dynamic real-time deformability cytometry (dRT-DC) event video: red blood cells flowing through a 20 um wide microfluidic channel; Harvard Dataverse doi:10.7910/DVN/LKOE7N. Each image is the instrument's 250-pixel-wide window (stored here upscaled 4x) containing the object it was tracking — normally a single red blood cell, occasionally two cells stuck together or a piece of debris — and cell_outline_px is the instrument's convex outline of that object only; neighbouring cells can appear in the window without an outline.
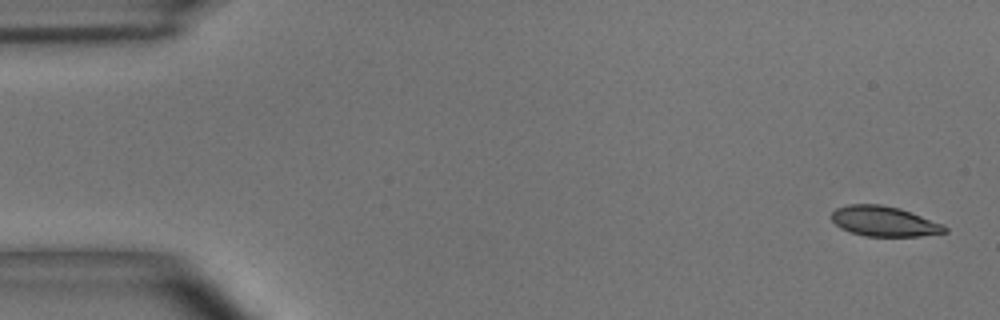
{"species": "common noctule bat (a hibernating species)", "species_latin": "Nyctalus noctula", "temperature_condition": "room temperature", "stored_images_in_passage": 4, "camera_frame_rate_fps": 3000, "um_per_image_px": 0.085, "animal": {"sex": "male", "body_mass_g": 15.6}, "frame": {"image": 1, "passage_image": 1, "time_ms": 0.0, "image_size_px": [1000, 320], "cell_outline_px": [[948, 232], [920, 236], [864, 236], [840, 228], [832, 220], [832, 212], [836, 208], [848, 204], [880, 204], [900, 208], [944, 224], [948, 228]], "centroid_in_image_um": [75.17, 18.81], "position_along_channel_um": 9.8, "area_um2": 19.94}}
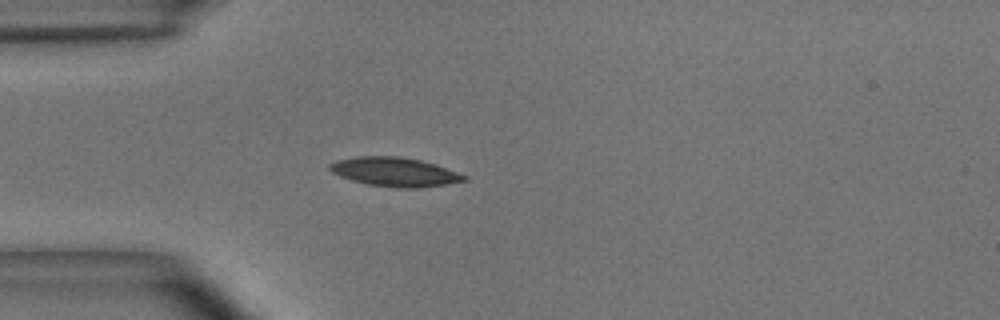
{"frame": {"image": 2, "passage_image": 4, "time_ms": 1.0, "image_size_px": [1000, 320], "cell_outline_px": [[468, 180], [448, 184], [420, 188], [396, 188], [368, 184], [352, 180], [340, 176], [332, 172], [328, 168], [328, 164], [336, 160], [356, 156], [400, 156], [420, 160], [468, 176]], "centroid_in_image_um": [33.52, 14.61], "position_along_channel_um": 51.5, "area_um2": 22.72}}